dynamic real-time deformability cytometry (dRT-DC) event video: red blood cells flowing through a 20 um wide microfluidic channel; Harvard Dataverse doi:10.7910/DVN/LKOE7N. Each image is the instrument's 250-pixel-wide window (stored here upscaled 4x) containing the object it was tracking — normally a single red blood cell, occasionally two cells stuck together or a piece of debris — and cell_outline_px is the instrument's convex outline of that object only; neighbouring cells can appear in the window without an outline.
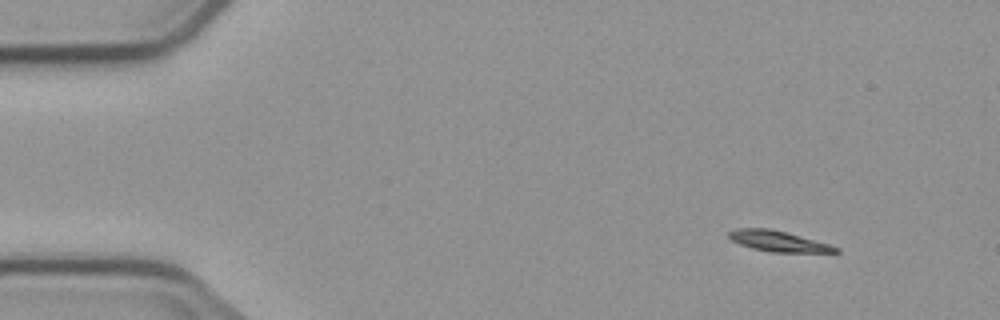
{"species": "common noctule bat (a hibernating species)", "species_latin": "Nyctalus noctula", "temperature_condition": "cold", "stored_images_in_passage": 5, "camera_frame_rate_fps": 3000, "um_per_image_px": 0.085, "animal": {"sex": "male", "body_mass_g": 23.1, "forearm_length_mm": 52.7}, "frame": {"image": 1, "passage_image": 1, "time_ms": 0.0, "image_size_px": [1000, 320], "cell_outline_px": [[840, 252], [772, 252], [752, 248], [740, 244], [732, 240], [728, 236], [728, 232], [736, 228], [768, 228], [784, 232], [828, 244], [840, 248]], "centroid_in_image_um": [66.11, 20.5], "position_along_channel_um": 18.9, "area_um2": 12.54}}
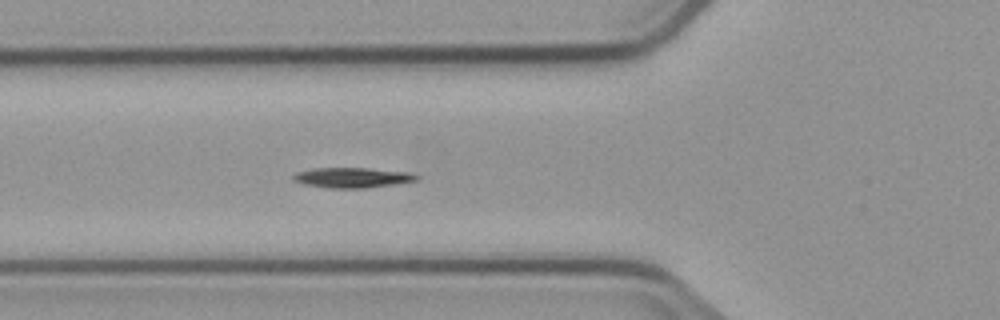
{"frame": {"image": 2, "passage_image": 5, "time_ms": 4.667, "image_size_px": [1000, 320], "cell_outline_px": [[420, 180], [364, 188], [328, 188], [304, 184], [292, 180], [292, 176], [296, 172], [316, 168], [368, 168], [412, 172], [420, 176]], "centroid_in_image_um": [29.98, 15.09], "position_along_channel_um": 95.8, "area_um2": 14.57}}